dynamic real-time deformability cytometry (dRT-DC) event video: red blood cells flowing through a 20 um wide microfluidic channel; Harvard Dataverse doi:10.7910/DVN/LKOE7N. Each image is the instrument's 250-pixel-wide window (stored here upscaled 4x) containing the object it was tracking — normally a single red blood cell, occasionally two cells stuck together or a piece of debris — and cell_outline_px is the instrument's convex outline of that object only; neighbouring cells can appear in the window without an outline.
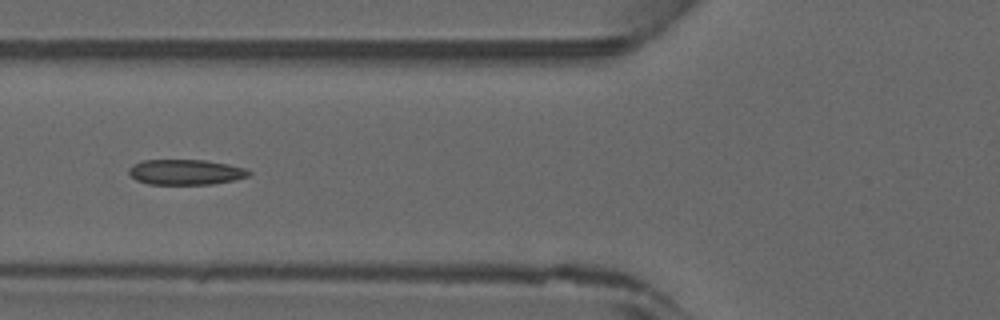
{"species": "common noctule bat (a hibernating species)", "species_latin": "Nyctalus noctula", "temperature_condition": "warm", "stored_images_in_passage": 30, "camera_frame_rate_fps": 3000, "um_per_image_px": 0.085, "animal": {"sex": "male", "forearm_length_mm": 52.5}, "frame": {"image": 1, "passage_image": 17, "time_ms": 5.333, "image_size_px": [1000, 320], "cell_outline_px": [[252, 172], [248, 176], [232, 180], [212, 184], [148, 184], [136, 180], [128, 172], [128, 168], [132, 164], [144, 160], [204, 160], [228, 164], [248, 168]], "centroid_in_image_um": [15.78, 14.62], "position_along_channel_um": 110.0, "area_um2": 17.74}}